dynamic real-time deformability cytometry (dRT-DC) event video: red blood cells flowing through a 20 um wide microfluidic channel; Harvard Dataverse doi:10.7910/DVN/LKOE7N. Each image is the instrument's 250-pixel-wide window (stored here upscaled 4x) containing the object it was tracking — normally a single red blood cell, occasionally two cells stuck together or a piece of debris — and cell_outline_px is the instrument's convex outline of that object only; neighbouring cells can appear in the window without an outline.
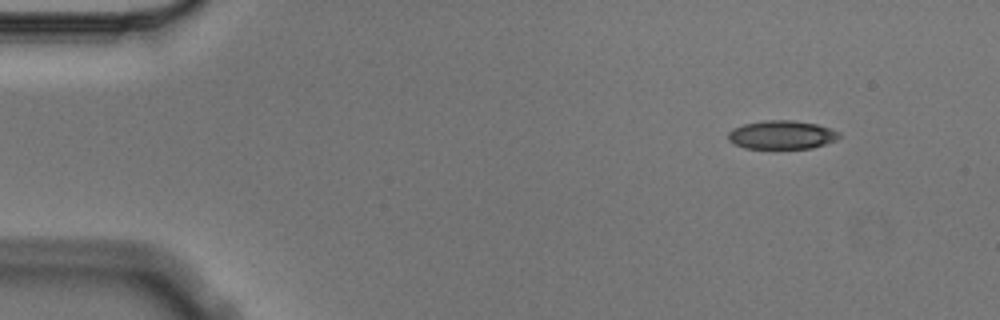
{"species": "Egyptian fruit bat (a non-hibernating species)", "species_latin": "Rousettus aegyptiacus", "temperature_condition": "cold", "stored_images_in_passage": 5, "camera_frame_rate_fps": 3000, "um_per_image_px": 0.085, "animal": {"sex": "male"}, "frame": {"image": 1, "passage_image": 1, "time_ms": 0.0, "image_size_px": [1000, 320], "cell_outline_px": [[840, 136], [836, 140], [812, 148], [744, 148], [728, 140], [728, 132], [732, 128], [744, 124], [764, 120], [792, 120], [816, 124], [840, 132]], "centroid_in_image_um": [66.43, 11.45], "position_along_channel_um": 18.6, "area_um2": 18.38}}
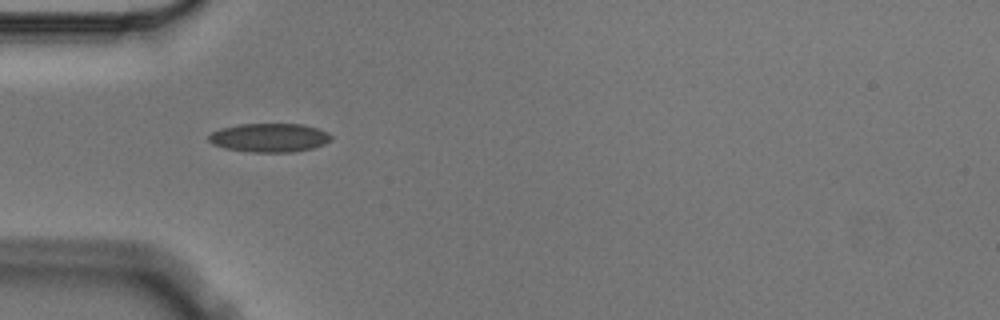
{"frame": {"image": 2, "passage_image": 4, "time_ms": 1.0, "image_size_px": [1000, 320], "cell_outline_px": [[332, 140], [324, 144], [312, 148], [296, 152], [252, 152], [224, 148], [212, 144], [208, 140], [208, 136], [212, 132], [220, 128], [240, 124], [304, 124], [328, 132], [332, 136]], "centroid_in_image_um": [22.9, 11.7], "position_along_channel_um": 62.1, "area_um2": 20.63}}
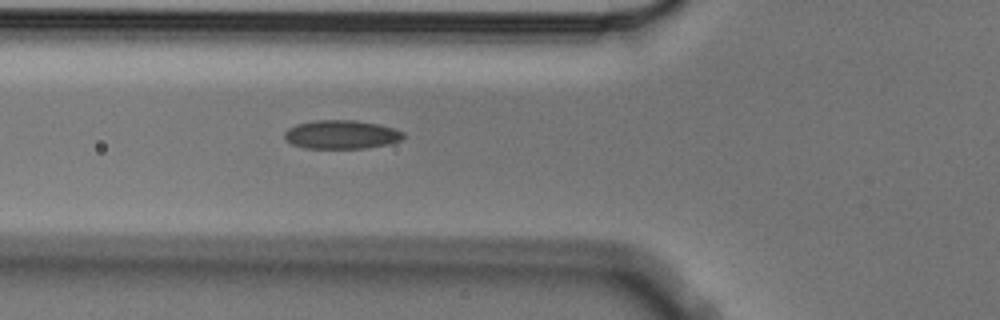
{"frame": {"image": 3, "passage_image": 5, "time_ms": 1.333, "image_size_px": [1000, 320], "cell_outline_px": [[404, 136], [400, 140], [388, 144], [368, 148], [304, 148], [292, 144], [284, 140], [284, 132], [288, 128], [296, 124], [316, 120], [356, 120], [376, 124], [392, 128], [404, 132]], "centroid_in_image_um": [28.98, 11.44], "position_along_channel_um": 96.8, "area_um2": 19.88}}